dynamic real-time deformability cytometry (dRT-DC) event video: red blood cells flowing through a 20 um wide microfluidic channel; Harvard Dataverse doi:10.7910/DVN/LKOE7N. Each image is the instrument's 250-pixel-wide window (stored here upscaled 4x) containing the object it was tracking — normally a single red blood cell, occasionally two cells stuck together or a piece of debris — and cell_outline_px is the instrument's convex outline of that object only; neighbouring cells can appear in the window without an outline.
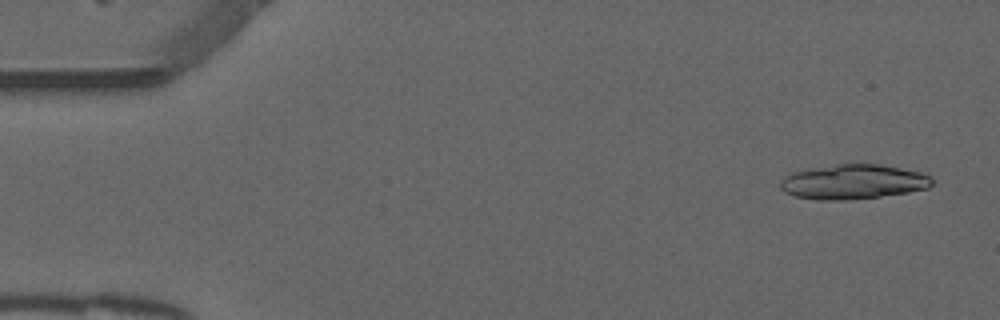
{"species": "common noctule bat (a hibernating species)", "species_latin": "Nyctalus noctula", "temperature_condition": "warm", "stored_images_in_passage": 18, "camera_frame_rate_fps": 3000, "um_per_image_px": 0.085, "animal": {"sex": "male", "forearm_length_mm": 52.5}, "frame": {"image": 1, "passage_image": 3, "time_ms": 0.667, "image_size_px": [1000, 320], "cell_outline_px": [[932, 184], [928, 188], [908, 192], [880, 196], [844, 200], [816, 200], [796, 196], [784, 192], [780, 188], [780, 180], [792, 172], [836, 164], [880, 164], [920, 172], [928, 176], [932, 180]], "centroid_in_image_um": [72.49, 15.46], "position_along_channel_um": 12.5, "area_um2": 30.4}}